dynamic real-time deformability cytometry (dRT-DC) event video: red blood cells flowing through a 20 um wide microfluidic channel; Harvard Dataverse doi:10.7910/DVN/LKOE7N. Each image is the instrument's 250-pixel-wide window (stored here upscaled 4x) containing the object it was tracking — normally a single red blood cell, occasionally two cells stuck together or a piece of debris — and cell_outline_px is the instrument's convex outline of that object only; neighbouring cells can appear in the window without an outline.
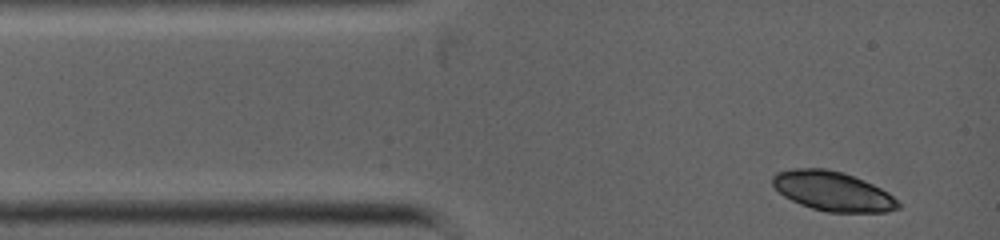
{"species": "common noctule bat (a hibernating species)", "species_latin": "Nyctalus noctula", "temperature_condition": "warm", "stored_images_in_passage": 3, "camera_frame_rate_fps": 5000, "um_per_image_px": 0.085, "animal": {"sex": "female", "body_mass_g": 19.0, "forearm_length_mm": 53.3}, "frame": {"image": 1, "passage_image": 3, "time_ms": 0.6, "image_size_px": [1000, 240], "cell_outline_px": [[900, 208], [888, 212], [828, 212], [812, 208], [800, 204], [784, 196], [772, 184], [772, 176], [776, 172], [792, 168], [824, 168], [844, 172], [864, 180], [888, 192], [900, 204]], "centroid_in_image_um": [70.78, 16.24], "position_along_channel_um": 14.2, "area_um2": 28.9}}